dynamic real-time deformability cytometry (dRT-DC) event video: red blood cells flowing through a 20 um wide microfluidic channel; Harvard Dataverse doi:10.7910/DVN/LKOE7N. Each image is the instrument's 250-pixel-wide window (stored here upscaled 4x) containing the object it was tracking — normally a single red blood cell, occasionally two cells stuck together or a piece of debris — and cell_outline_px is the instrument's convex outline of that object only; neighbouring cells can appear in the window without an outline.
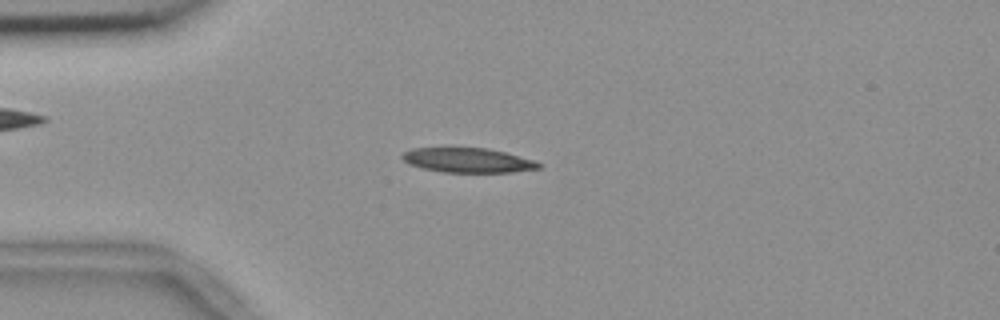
{"species": "common noctule bat (a hibernating species)", "species_latin": "Nyctalus noctula", "temperature_condition": "room temperature", "stored_images_in_passage": 54, "camera_frame_rate_fps": 3000, "um_per_image_px": 0.085, "animal": {"sex": "female", "body_mass_g": 18.4}, "frame": {"image": 1, "passage_image": 13, "time_ms": 4.0, "image_size_px": [1000, 320], "cell_outline_px": [[544, 164], [540, 168], [512, 172], [444, 172], [424, 168], [408, 164], [400, 156], [404, 152], [412, 148], [488, 148], [536, 160]], "centroid_in_image_um": [39.81, 13.62], "position_along_channel_um": 45.2, "area_um2": 19.54}}
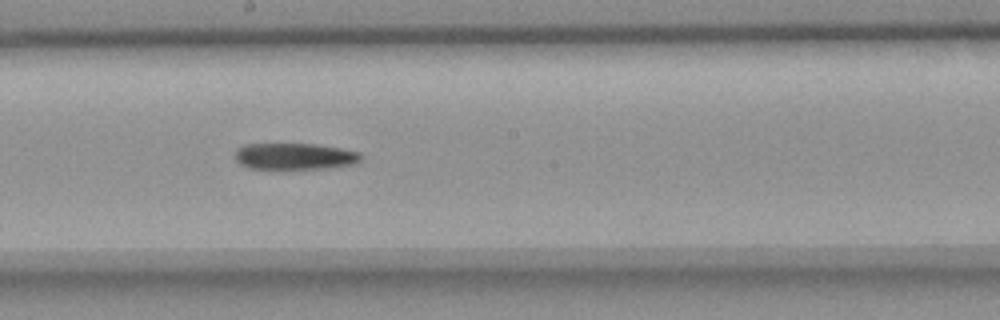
{"frame": {"image": 2, "passage_image": 29, "time_ms": 9.333, "image_size_px": [1000, 320], "cell_outline_px": [[364, 156], [356, 164], [332, 168], [248, 168], [240, 164], [236, 160], [236, 148], [244, 144], [316, 144], [340, 148], [360, 152]], "centroid_in_image_um": [25.09, 13.28], "position_along_channel_um": 223.1, "area_um2": 19.48}}
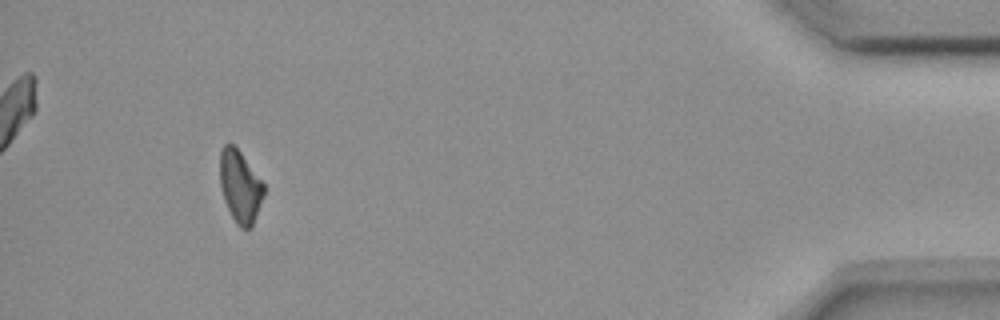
{"frame": {"image": 3, "passage_image": 50, "time_ms": 16.333, "image_size_px": [1000, 320], "cell_outline_px": [[264, 196], [252, 228], [240, 228], [236, 224], [224, 200], [220, 184], [220, 148], [224, 144], [232, 144], [240, 152], [264, 184]], "centroid_in_image_um": [20.41, 15.87], "position_along_channel_um": 414.8, "area_um2": 18.38}}